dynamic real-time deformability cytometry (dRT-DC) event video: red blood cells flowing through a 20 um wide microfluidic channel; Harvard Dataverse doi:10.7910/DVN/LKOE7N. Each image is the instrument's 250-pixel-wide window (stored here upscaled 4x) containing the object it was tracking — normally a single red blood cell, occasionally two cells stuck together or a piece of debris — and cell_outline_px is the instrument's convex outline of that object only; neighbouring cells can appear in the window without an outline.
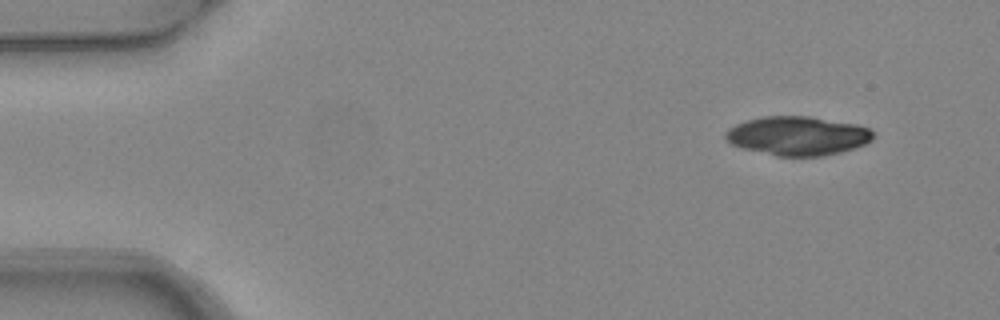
{"species": "common noctule bat (a hibernating species)", "species_latin": "Nyctalus noctula", "temperature_condition": "warm", "stored_images_in_passage": 5, "segment_of_instrument_passage": [2, 2], "camera_frame_rate_fps": 3000, "um_per_image_px": 0.085, "animal": {"sex": "female", "body_mass_g": 24.6, "forearm_length_mm": 56.2}, "frame": {"image": 1, "passage_image": 5, "time_ms": 1.333, "image_size_px": [1000, 320], "cell_outline_px": [[872, 140], [856, 148], [824, 156], [776, 156], [740, 148], [724, 140], [724, 132], [728, 128], [736, 124], [748, 120], [764, 116], [808, 116], [856, 124], [868, 128], [872, 132]], "centroid_in_image_um": [67.75, 11.55], "position_along_channel_um": 17.3, "area_um2": 33.64}}